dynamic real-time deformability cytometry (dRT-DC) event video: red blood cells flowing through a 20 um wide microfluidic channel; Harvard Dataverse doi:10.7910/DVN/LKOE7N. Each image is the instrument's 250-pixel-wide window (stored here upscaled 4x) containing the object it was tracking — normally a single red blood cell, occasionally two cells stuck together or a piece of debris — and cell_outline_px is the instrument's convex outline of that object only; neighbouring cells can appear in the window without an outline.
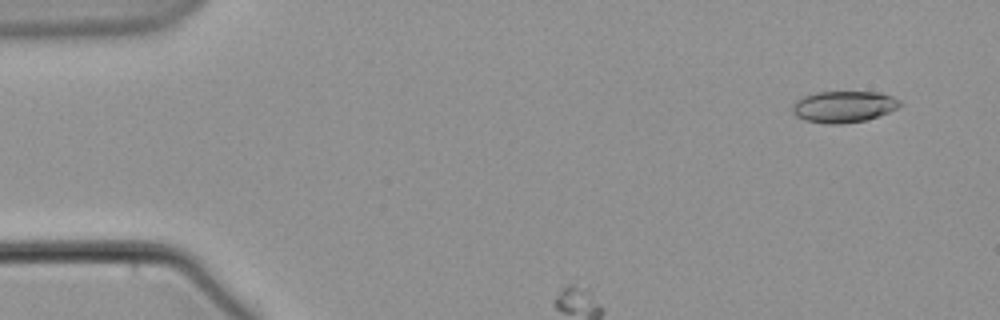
{"species": "common noctule bat (a hibernating species)", "species_latin": "Nyctalus noctula", "temperature_condition": "warm", "stored_images_in_passage": 4, "camera_frame_rate_fps": 3000, "um_per_image_px": 0.085, "animal": {"sex": "male", "body_mass_g": 21.5, "forearm_length_mm": 52.0}, "frame": {"image": 1, "passage_image": 2, "time_ms": 1.333, "image_size_px": [1000, 320], "cell_outline_px": [[904, 104], [888, 112], [864, 120], [840, 124], [828, 124], [804, 120], [796, 116], [792, 112], [792, 104], [796, 100], [804, 96], [816, 92], [880, 92], [892, 96], [900, 100]], "centroid_in_image_um": [71.69, 9.06], "position_along_channel_um": 13.3, "area_um2": 19.71}}